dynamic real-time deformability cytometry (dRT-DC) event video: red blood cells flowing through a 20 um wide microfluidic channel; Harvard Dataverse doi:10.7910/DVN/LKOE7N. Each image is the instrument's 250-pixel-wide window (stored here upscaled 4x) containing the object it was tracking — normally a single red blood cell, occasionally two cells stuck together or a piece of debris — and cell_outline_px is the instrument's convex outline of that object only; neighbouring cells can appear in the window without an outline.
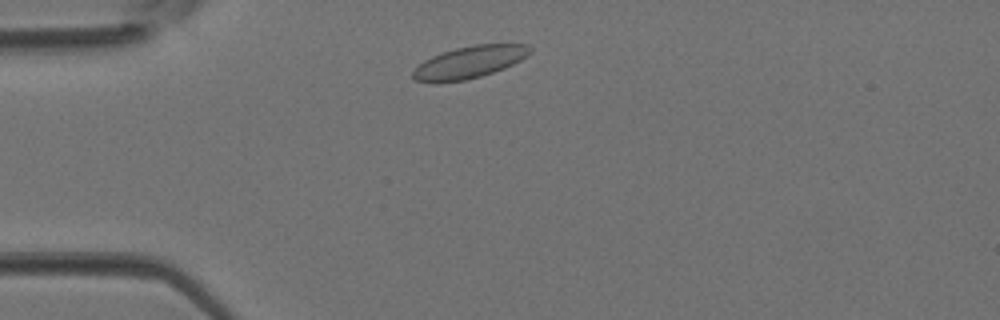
{"species": "Egyptian fruit bat (a non-hibernating species)", "species_latin": "Rousettus aegyptiacus", "temperature_condition": "room temperature", "stored_images_in_passage": 2, "camera_frame_rate_fps": 3000, "um_per_image_px": 0.085, "animal": {"sex": "female"}, "frame": {"image": 1, "passage_image": 1, "time_ms": 0.0, "image_size_px": [1000, 320], "cell_outline_px": [[532, 52], [520, 60], [504, 68], [480, 76], [464, 80], [436, 84], [416, 80], [412, 76], [412, 72], [424, 60], [440, 52], [472, 44], [528, 44], [532, 48]], "centroid_in_image_um": [39.88, 5.28], "position_along_channel_um": 45.1, "area_um2": 22.02}}